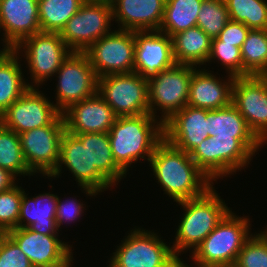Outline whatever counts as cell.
<instances>
[{"mask_svg": "<svg viewBox=\"0 0 267 267\" xmlns=\"http://www.w3.org/2000/svg\"><path fill=\"white\" fill-rule=\"evenodd\" d=\"M6 234L29 258L33 267H72L73 250L59 235H43L28 228H14Z\"/></svg>", "mask_w": 267, "mask_h": 267, "instance_id": "obj_16", "label": "cell"}, {"mask_svg": "<svg viewBox=\"0 0 267 267\" xmlns=\"http://www.w3.org/2000/svg\"><path fill=\"white\" fill-rule=\"evenodd\" d=\"M184 262H186V261L182 260V258H181V260L177 263V267H193L192 264L190 266V264L188 265L187 263H184Z\"/></svg>", "mask_w": 267, "mask_h": 267, "instance_id": "obj_42", "label": "cell"}, {"mask_svg": "<svg viewBox=\"0 0 267 267\" xmlns=\"http://www.w3.org/2000/svg\"><path fill=\"white\" fill-rule=\"evenodd\" d=\"M232 104L255 136L267 144V76L235 77Z\"/></svg>", "mask_w": 267, "mask_h": 267, "instance_id": "obj_15", "label": "cell"}, {"mask_svg": "<svg viewBox=\"0 0 267 267\" xmlns=\"http://www.w3.org/2000/svg\"><path fill=\"white\" fill-rule=\"evenodd\" d=\"M108 135L113 159L127 174L131 164L141 158L149 162L164 139L163 123L150 113L117 117Z\"/></svg>", "mask_w": 267, "mask_h": 267, "instance_id": "obj_2", "label": "cell"}, {"mask_svg": "<svg viewBox=\"0 0 267 267\" xmlns=\"http://www.w3.org/2000/svg\"><path fill=\"white\" fill-rule=\"evenodd\" d=\"M166 0H110L118 29L158 31Z\"/></svg>", "mask_w": 267, "mask_h": 267, "instance_id": "obj_23", "label": "cell"}, {"mask_svg": "<svg viewBox=\"0 0 267 267\" xmlns=\"http://www.w3.org/2000/svg\"><path fill=\"white\" fill-rule=\"evenodd\" d=\"M250 29L243 23L229 20L225 27L221 30L217 38L225 43L234 44L240 47L245 41Z\"/></svg>", "mask_w": 267, "mask_h": 267, "instance_id": "obj_40", "label": "cell"}, {"mask_svg": "<svg viewBox=\"0 0 267 267\" xmlns=\"http://www.w3.org/2000/svg\"><path fill=\"white\" fill-rule=\"evenodd\" d=\"M57 201L58 195L52 192L40 193L30 198L24 191L20 203L18 228H28L43 235H59L56 224Z\"/></svg>", "mask_w": 267, "mask_h": 267, "instance_id": "obj_26", "label": "cell"}, {"mask_svg": "<svg viewBox=\"0 0 267 267\" xmlns=\"http://www.w3.org/2000/svg\"><path fill=\"white\" fill-rule=\"evenodd\" d=\"M149 166L164 194L177 202L200 197L214 185L190 154L163 139L155 148Z\"/></svg>", "mask_w": 267, "mask_h": 267, "instance_id": "obj_1", "label": "cell"}, {"mask_svg": "<svg viewBox=\"0 0 267 267\" xmlns=\"http://www.w3.org/2000/svg\"><path fill=\"white\" fill-rule=\"evenodd\" d=\"M203 0H166L159 31L170 37L197 26V16Z\"/></svg>", "mask_w": 267, "mask_h": 267, "instance_id": "obj_29", "label": "cell"}, {"mask_svg": "<svg viewBox=\"0 0 267 267\" xmlns=\"http://www.w3.org/2000/svg\"><path fill=\"white\" fill-rule=\"evenodd\" d=\"M240 50L243 77L267 76V30L250 29Z\"/></svg>", "mask_w": 267, "mask_h": 267, "instance_id": "obj_30", "label": "cell"}, {"mask_svg": "<svg viewBox=\"0 0 267 267\" xmlns=\"http://www.w3.org/2000/svg\"><path fill=\"white\" fill-rule=\"evenodd\" d=\"M0 267H33L29 258L6 233H0Z\"/></svg>", "mask_w": 267, "mask_h": 267, "instance_id": "obj_38", "label": "cell"}, {"mask_svg": "<svg viewBox=\"0 0 267 267\" xmlns=\"http://www.w3.org/2000/svg\"><path fill=\"white\" fill-rule=\"evenodd\" d=\"M98 94L117 117L149 113L148 79L135 72L98 78Z\"/></svg>", "mask_w": 267, "mask_h": 267, "instance_id": "obj_10", "label": "cell"}, {"mask_svg": "<svg viewBox=\"0 0 267 267\" xmlns=\"http://www.w3.org/2000/svg\"><path fill=\"white\" fill-rule=\"evenodd\" d=\"M19 56L13 49H0V115L30 88Z\"/></svg>", "mask_w": 267, "mask_h": 267, "instance_id": "obj_27", "label": "cell"}, {"mask_svg": "<svg viewBox=\"0 0 267 267\" xmlns=\"http://www.w3.org/2000/svg\"><path fill=\"white\" fill-rule=\"evenodd\" d=\"M197 16V26L215 38L228 23L229 14L224 0H203Z\"/></svg>", "mask_w": 267, "mask_h": 267, "instance_id": "obj_34", "label": "cell"}, {"mask_svg": "<svg viewBox=\"0 0 267 267\" xmlns=\"http://www.w3.org/2000/svg\"><path fill=\"white\" fill-rule=\"evenodd\" d=\"M224 66L226 74L234 77H243V61L241 57L240 47L234 44L225 43L220 41L217 37L212 38L211 53L207 63H215V61Z\"/></svg>", "mask_w": 267, "mask_h": 267, "instance_id": "obj_35", "label": "cell"}, {"mask_svg": "<svg viewBox=\"0 0 267 267\" xmlns=\"http://www.w3.org/2000/svg\"><path fill=\"white\" fill-rule=\"evenodd\" d=\"M175 64L169 35L159 30L135 31V73L148 79Z\"/></svg>", "mask_w": 267, "mask_h": 267, "instance_id": "obj_18", "label": "cell"}, {"mask_svg": "<svg viewBox=\"0 0 267 267\" xmlns=\"http://www.w3.org/2000/svg\"><path fill=\"white\" fill-rule=\"evenodd\" d=\"M66 131L73 134L108 133L117 116L98 92L72 104L62 113Z\"/></svg>", "mask_w": 267, "mask_h": 267, "instance_id": "obj_20", "label": "cell"}, {"mask_svg": "<svg viewBox=\"0 0 267 267\" xmlns=\"http://www.w3.org/2000/svg\"><path fill=\"white\" fill-rule=\"evenodd\" d=\"M196 68L175 64L148 78L149 113L153 117L164 123L187 105L191 77ZM157 110L161 111V117L156 115Z\"/></svg>", "mask_w": 267, "mask_h": 267, "instance_id": "obj_9", "label": "cell"}, {"mask_svg": "<svg viewBox=\"0 0 267 267\" xmlns=\"http://www.w3.org/2000/svg\"><path fill=\"white\" fill-rule=\"evenodd\" d=\"M17 179L10 171L0 167V192L9 190L17 184ZM16 180V181H15Z\"/></svg>", "mask_w": 267, "mask_h": 267, "instance_id": "obj_41", "label": "cell"}, {"mask_svg": "<svg viewBox=\"0 0 267 267\" xmlns=\"http://www.w3.org/2000/svg\"><path fill=\"white\" fill-rule=\"evenodd\" d=\"M17 54L24 57L29 68L31 84L39 87L56 74L61 64L72 53L59 33L39 32L23 39L15 48ZM24 53H23V52ZM22 52V53H21ZM50 78V79H49Z\"/></svg>", "mask_w": 267, "mask_h": 267, "instance_id": "obj_8", "label": "cell"}, {"mask_svg": "<svg viewBox=\"0 0 267 267\" xmlns=\"http://www.w3.org/2000/svg\"><path fill=\"white\" fill-rule=\"evenodd\" d=\"M85 0H38L41 32L60 33Z\"/></svg>", "mask_w": 267, "mask_h": 267, "instance_id": "obj_31", "label": "cell"}, {"mask_svg": "<svg viewBox=\"0 0 267 267\" xmlns=\"http://www.w3.org/2000/svg\"><path fill=\"white\" fill-rule=\"evenodd\" d=\"M173 56L176 64L201 68L211 53L212 38L198 26L178 32L172 37Z\"/></svg>", "mask_w": 267, "mask_h": 267, "instance_id": "obj_28", "label": "cell"}, {"mask_svg": "<svg viewBox=\"0 0 267 267\" xmlns=\"http://www.w3.org/2000/svg\"><path fill=\"white\" fill-rule=\"evenodd\" d=\"M157 234L135 226L117 245L108 259L109 266L174 267L181 259L174 254L172 245Z\"/></svg>", "mask_w": 267, "mask_h": 267, "instance_id": "obj_5", "label": "cell"}, {"mask_svg": "<svg viewBox=\"0 0 267 267\" xmlns=\"http://www.w3.org/2000/svg\"><path fill=\"white\" fill-rule=\"evenodd\" d=\"M236 267H267V234L254 233L242 246L234 263Z\"/></svg>", "mask_w": 267, "mask_h": 267, "instance_id": "obj_36", "label": "cell"}, {"mask_svg": "<svg viewBox=\"0 0 267 267\" xmlns=\"http://www.w3.org/2000/svg\"><path fill=\"white\" fill-rule=\"evenodd\" d=\"M80 199L77 200L75 198H70L63 200L58 197L57 208H56V224L58 230H60V226L66 222V224H70V222H77V219L80 220L82 214L84 213V209L86 207L85 203L83 204Z\"/></svg>", "mask_w": 267, "mask_h": 267, "instance_id": "obj_39", "label": "cell"}, {"mask_svg": "<svg viewBox=\"0 0 267 267\" xmlns=\"http://www.w3.org/2000/svg\"><path fill=\"white\" fill-rule=\"evenodd\" d=\"M216 75L218 73L213 74L211 70H205V66L193 71L187 105L212 110L232 103L235 77L228 74L226 79H222Z\"/></svg>", "mask_w": 267, "mask_h": 267, "instance_id": "obj_22", "label": "cell"}, {"mask_svg": "<svg viewBox=\"0 0 267 267\" xmlns=\"http://www.w3.org/2000/svg\"><path fill=\"white\" fill-rule=\"evenodd\" d=\"M54 76L58 79L55 106L61 113L97 93L98 77L85 53L72 52Z\"/></svg>", "mask_w": 267, "mask_h": 267, "instance_id": "obj_12", "label": "cell"}, {"mask_svg": "<svg viewBox=\"0 0 267 267\" xmlns=\"http://www.w3.org/2000/svg\"><path fill=\"white\" fill-rule=\"evenodd\" d=\"M1 31L3 49H13L23 39L41 32L38 0H0Z\"/></svg>", "mask_w": 267, "mask_h": 267, "instance_id": "obj_17", "label": "cell"}, {"mask_svg": "<svg viewBox=\"0 0 267 267\" xmlns=\"http://www.w3.org/2000/svg\"><path fill=\"white\" fill-rule=\"evenodd\" d=\"M111 21L114 20L110 0H85L59 34L72 52L84 53L95 41L113 31Z\"/></svg>", "mask_w": 267, "mask_h": 267, "instance_id": "obj_7", "label": "cell"}, {"mask_svg": "<svg viewBox=\"0 0 267 267\" xmlns=\"http://www.w3.org/2000/svg\"><path fill=\"white\" fill-rule=\"evenodd\" d=\"M96 76L134 72L135 31L115 29L84 52Z\"/></svg>", "mask_w": 267, "mask_h": 267, "instance_id": "obj_11", "label": "cell"}, {"mask_svg": "<svg viewBox=\"0 0 267 267\" xmlns=\"http://www.w3.org/2000/svg\"><path fill=\"white\" fill-rule=\"evenodd\" d=\"M263 231L267 234V226H266V229H263Z\"/></svg>", "mask_w": 267, "mask_h": 267, "instance_id": "obj_44", "label": "cell"}, {"mask_svg": "<svg viewBox=\"0 0 267 267\" xmlns=\"http://www.w3.org/2000/svg\"><path fill=\"white\" fill-rule=\"evenodd\" d=\"M219 195L212 186L200 197L177 202L184 210L172 242L173 252L179 259L182 252L193 253L230 211Z\"/></svg>", "mask_w": 267, "mask_h": 267, "instance_id": "obj_3", "label": "cell"}, {"mask_svg": "<svg viewBox=\"0 0 267 267\" xmlns=\"http://www.w3.org/2000/svg\"><path fill=\"white\" fill-rule=\"evenodd\" d=\"M0 167L10 171L16 177L33 176L29 170L21 149L19 135L0 123Z\"/></svg>", "mask_w": 267, "mask_h": 267, "instance_id": "obj_32", "label": "cell"}, {"mask_svg": "<svg viewBox=\"0 0 267 267\" xmlns=\"http://www.w3.org/2000/svg\"><path fill=\"white\" fill-rule=\"evenodd\" d=\"M252 156L237 138L208 137L190 153L191 159L212 183L248 167Z\"/></svg>", "mask_w": 267, "mask_h": 267, "instance_id": "obj_6", "label": "cell"}, {"mask_svg": "<svg viewBox=\"0 0 267 267\" xmlns=\"http://www.w3.org/2000/svg\"><path fill=\"white\" fill-rule=\"evenodd\" d=\"M41 92L39 87H30L0 115V123L17 134L52 125L62 113Z\"/></svg>", "mask_w": 267, "mask_h": 267, "instance_id": "obj_14", "label": "cell"}, {"mask_svg": "<svg viewBox=\"0 0 267 267\" xmlns=\"http://www.w3.org/2000/svg\"><path fill=\"white\" fill-rule=\"evenodd\" d=\"M206 118L209 137L237 138L254 156L263 148L264 144L250 130L245 118L232 103L219 109H206Z\"/></svg>", "mask_w": 267, "mask_h": 267, "instance_id": "obj_25", "label": "cell"}, {"mask_svg": "<svg viewBox=\"0 0 267 267\" xmlns=\"http://www.w3.org/2000/svg\"><path fill=\"white\" fill-rule=\"evenodd\" d=\"M89 155L90 188L98 194L126 177L113 159L108 133H89Z\"/></svg>", "mask_w": 267, "mask_h": 267, "instance_id": "obj_24", "label": "cell"}, {"mask_svg": "<svg viewBox=\"0 0 267 267\" xmlns=\"http://www.w3.org/2000/svg\"><path fill=\"white\" fill-rule=\"evenodd\" d=\"M229 19L249 29L267 30V0H224Z\"/></svg>", "mask_w": 267, "mask_h": 267, "instance_id": "obj_33", "label": "cell"}, {"mask_svg": "<svg viewBox=\"0 0 267 267\" xmlns=\"http://www.w3.org/2000/svg\"><path fill=\"white\" fill-rule=\"evenodd\" d=\"M64 166L86 196L98 195L90 188L89 133L73 135L67 131L64 132L60 143V160L49 179L61 176Z\"/></svg>", "mask_w": 267, "mask_h": 267, "instance_id": "obj_21", "label": "cell"}, {"mask_svg": "<svg viewBox=\"0 0 267 267\" xmlns=\"http://www.w3.org/2000/svg\"><path fill=\"white\" fill-rule=\"evenodd\" d=\"M235 214L230 210L191 253L197 267L234 265L242 246L253 234L250 218Z\"/></svg>", "mask_w": 267, "mask_h": 267, "instance_id": "obj_4", "label": "cell"}, {"mask_svg": "<svg viewBox=\"0 0 267 267\" xmlns=\"http://www.w3.org/2000/svg\"><path fill=\"white\" fill-rule=\"evenodd\" d=\"M66 131L61 115L52 125L25 131L19 135L21 149L29 170L50 177L60 160L61 138Z\"/></svg>", "mask_w": 267, "mask_h": 267, "instance_id": "obj_13", "label": "cell"}, {"mask_svg": "<svg viewBox=\"0 0 267 267\" xmlns=\"http://www.w3.org/2000/svg\"><path fill=\"white\" fill-rule=\"evenodd\" d=\"M215 267H236L235 265L215 266Z\"/></svg>", "mask_w": 267, "mask_h": 267, "instance_id": "obj_43", "label": "cell"}, {"mask_svg": "<svg viewBox=\"0 0 267 267\" xmlns=\"http://www.w3.org/2000/svg\"><path fill=\"white\" fill-rule=\"evenodd\" d=\"M164 139L190 154L208 135L206 109L186 105L163 123Z\"/></svg>", "mask_w": 267, "mask_h": 267, "instance_id": "obj_19", "label": "cell"}, {"mask_svg": "<svg viewBox=\"0 0 267 267\" xmlns=\"http://www.w3.org/2000/svg\"><path fill=\"white\" fill-rule=\"evenodd\" d=\"M25 191L18 183L9 190L0 192V233L18 227L22 194Z\"/></svg>", "mask_w": 267, "mask_h": 267, "instance_id": "obj_37", "label": "cell"}]
</instances>
